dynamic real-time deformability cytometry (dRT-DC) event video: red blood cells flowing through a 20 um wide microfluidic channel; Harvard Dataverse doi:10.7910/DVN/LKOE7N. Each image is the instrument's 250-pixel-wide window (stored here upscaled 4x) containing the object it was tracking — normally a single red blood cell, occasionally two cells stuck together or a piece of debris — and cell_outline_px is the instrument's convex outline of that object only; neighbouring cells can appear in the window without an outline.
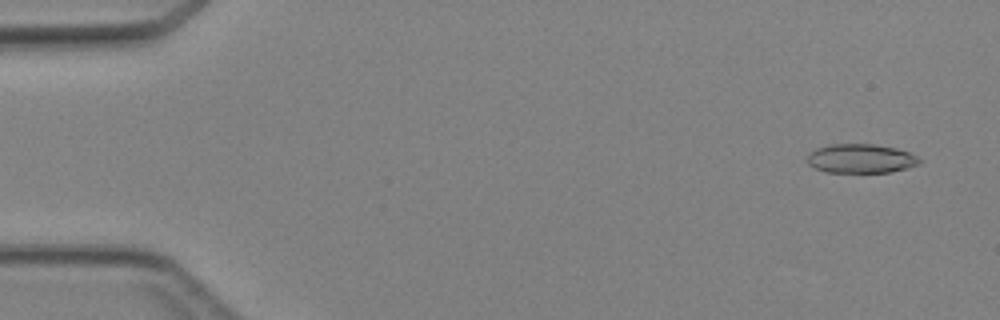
{"species": "Egyptian fruit bat (a non-hibernating species)", "species_latin": "Rousettus aegyptiacus", "temperature_condition": "cold", "stored_images_in_passage": 46, "camera_frame_rate_fps": 3000, "um_per_image_px": 0.085, "animal": {"sex": "female"}, "frame": {"image": 1, "passage_image": 3, "time_ms": 0.667, "image_size_px": [1000, 320], "cell_outline_px": [[924, 160], [920, 164], [908, 168], [892, 172], [828, 172], [816, 168], [808, 164], [808, 156], [816, 148], [828, 144], [872, 144], [896, 148], [908, 152]], "centroid_in_image_um": [73.22, 13.48], "position_along_channel_um": 11.8, "area_um2": 19.02}}
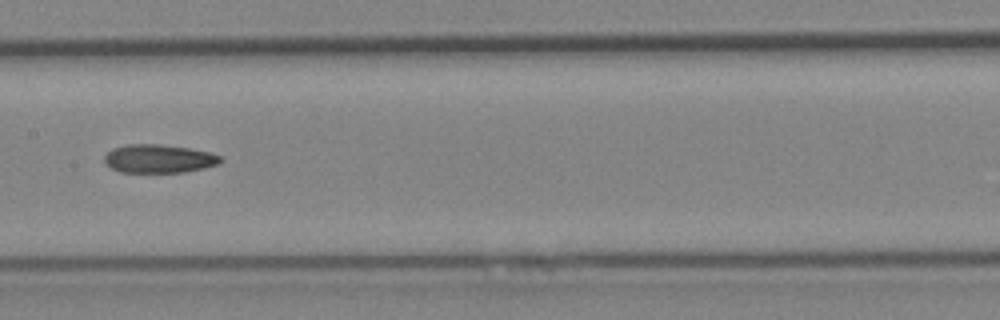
{"frame": {"image": 2, "passage_image": 24, "time_ms": 7.667, "image_size_px": [1000, 320], "cell_outline_px": [[224, 160], [220, 164], [204, 168], [184, 172], [120, 172], [104, 164], [104, 156], [112, 148], [128, 144], [156, 144], [188, 148], [208, 152], [220, 156]], "centroid_in_image_um": [13.49, 13.49], "position_along_channel_um": 193.9, "area_um2": 19.25}}
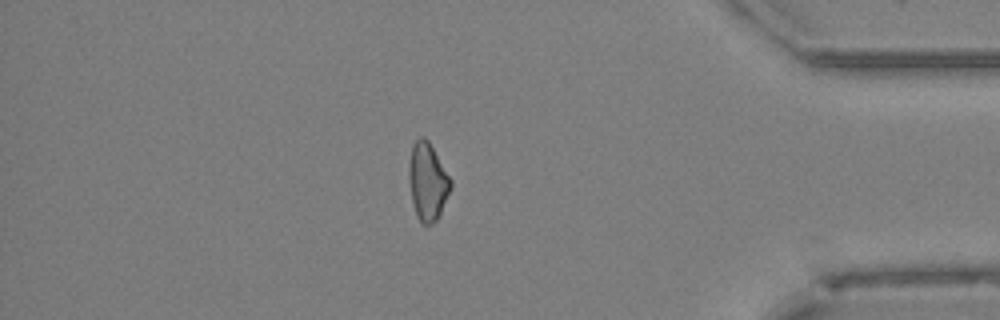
{"frame": {"image": 3, "passage_image": 40, "time_ms": 13.0, "image_size_px": [1000, 320], "cell_outline_px": [[452, 184], [440, 216], [432, 224], [420, 224], [416, 216], [412, 200], [408, 180], [408, 164], [412, 144], [420, 136], [424, 136], [428, 140], [452, 180]], "centroid_in_image_um": [36.33, 15.44], "position_along_channel_um": 398.9, "area_um2": 19.13}}